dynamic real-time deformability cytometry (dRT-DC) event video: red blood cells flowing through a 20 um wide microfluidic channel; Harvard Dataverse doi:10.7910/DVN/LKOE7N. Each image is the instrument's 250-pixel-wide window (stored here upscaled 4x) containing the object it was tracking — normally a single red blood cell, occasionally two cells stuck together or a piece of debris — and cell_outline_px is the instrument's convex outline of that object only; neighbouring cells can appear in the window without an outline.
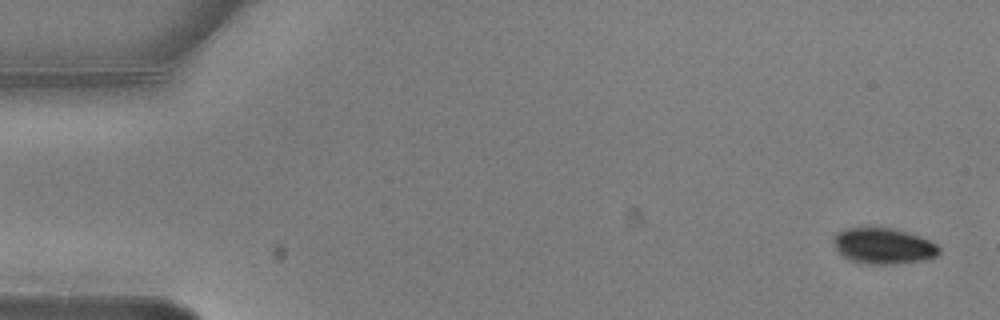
{"species": "common noctule bat (a hibernating species)", "species_latin": "Nyctalus noctula", "temperature_condition": "warm", "stored_images_in_passage": 5, "camera_frame_rate_fps": 3000, "um_per_image_px": 0.085, "animal": {"sex": "male", "body_mass_g": 20.5, "forearm_length_mm": 52.5}, "frame": {"image": 1, "passage_image": 1, "time_ms": 0.0, "image_size_px": [1000, 320], "cell_outline_px": [[940, 252], [936, 256], [924, 260], [896, 264], [868, 264], [852, 260], [844, 256], [836, 248], [832, 240], [832, 236], [836, 232], [848, 228], [892, 228], [920, 236], [936, 244], [940, 248]], "centroid_in_image_um": [75.09, 20.91], "position_along_channel_um": 9.9, "area_um2": 21.96}}